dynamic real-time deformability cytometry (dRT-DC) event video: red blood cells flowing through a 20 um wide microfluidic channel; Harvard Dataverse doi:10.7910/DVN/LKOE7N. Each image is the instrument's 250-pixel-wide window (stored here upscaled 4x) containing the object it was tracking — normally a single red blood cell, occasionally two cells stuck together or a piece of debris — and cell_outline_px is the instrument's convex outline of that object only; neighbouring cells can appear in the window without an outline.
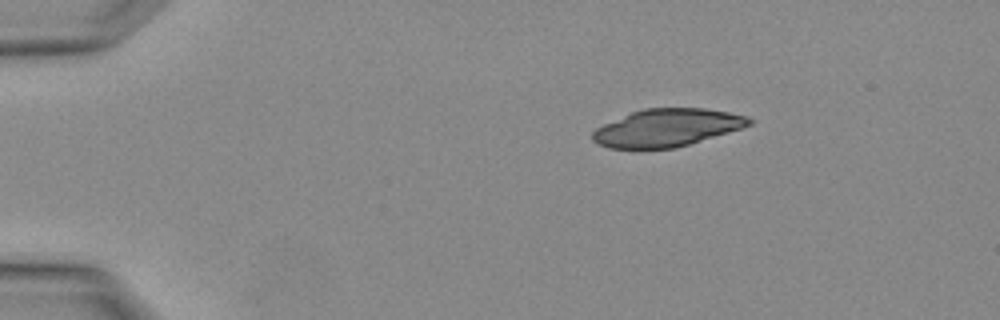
{"species": "Egyptian fruit bat (a non-hibernating species)", "species_latin": "Rousettus aegyptiacus", "temperature_condition": "warm", "stored_images_in_passage": 2, "camera_frame_rate_fps": 3000, "um_per_image_px": 0.085, "animal": {"sex": "female"}, "frame": {"image": 1, "passage_image": 1, "time_ms": 0.0, "image_size_px": [1000, 320], "cell_outline_px": [[752, 124], [744, 128], [676, 148], [608, 148], [592, 140], [592, 132], [596, 128], [604, 124], [632, 112], [644, 108], [704, 108], [728, 112], [748, 116], [752, 120]], "centroid_in_image_um": [56.73, 10.86], "position_along_channel_um": 28.3, "area_um2": 34.22}}